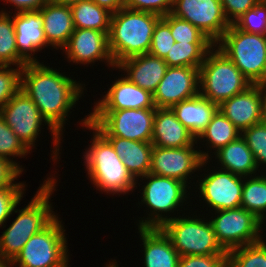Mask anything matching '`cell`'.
<instances>
[{"mask_svg":"<svg viewBox=\"0 0 266 267\" xmlns=\"http://www.w3.org/2000/svg\"><path fill=\"white\" fill-rule=\"evenodd\" d=\"M85 84L42 63H28L21 70L20 89L32 99L42 117L60 135L69 112L82 97Z\"/></svg>","mask_w":266,"mask_h":267,"instance_id":"obj_1","label":"cell"},{"mask_svg":"<svg viewBox=\"0 0 266 267\" xmlns=\"http://www.w3.org/2000/svg\"><path fill=\"white\" fill-rule=\"evenodd\" d=\"M82 128L93 131L91 145L84 152V165L88 178L99 190L107 194H128L136 188V180L126 169L111 143L89 122V114L79 122Z\"/></svg>","mask_w":266,"mask_h":267,"instance_id":"obj_2","label":"cell"},{"mask_svg":"<svg viewBox=\"0 0 266 267\" xmlns=\"http://www.w3.org/2000/svg\"><path fill=\"white\" fill-rule=\"evenodd\" d=\"M52 176L47 177L40 184L34 197L23 209H16L18 213L12 224L0 236V260H13L22 250L26 242L36 233L45 228L56 216L51 200L53 191L56 190L57 180ZM50 199V200H49Z\"/></svg>","mask_w":266,"mask_h":267,"instance_id":"obj_3","label":"cell"},{"mask_svg":"<svg viewBox=\"0 0 266 267\" xmlns=\"http://www.w3.org/2000/svg\"><path fill=\"white\" fill-rule=\"evenodd\" d=\"M162 17L126 8L112 13L109 50L115 65L132 56L147 54L155 25Z\"/></svg>","mask_w":266,"mask_h":267,"instance_id":"obj_4","label":"cell"},{"mask_svg":"<svg viewBox=\"0 0 266 267\" xmlns=\"http://www.w3.org/2000/svg\"><path fill=\"white\" fill-rule=\"evenodd\" d=\"M215 46L251 84L266 85V35L247 33L231 24Z\"/></svg>","mask_w":266,"mask_h":267,"instance_id":"obj_5","label":"cell"},{"mask_svg":"<svg viewBox=\"0 0 266 267\" xmlns=\"http://www.w3.org/2000/svg\"><path fill=\"white\" fill-rule=\"evenodd\" d=\"M252 84L216 46L206 55L199 69V94L220 105Z\"/></svg>","mask_w":266,"mask_h":267,"instance_id":"obj_6","label":"cell"},{"mask_svg":"<svg viewBox=\"0 0 266 267\" xmlns=\"http://www.w3.org/2000/svg\"><path fill=\"white\" fill-rule=\"evenodd\" d=\"M140 178L142 181L146 179L148 182L146 181L142 185V199L141 203L139 202L138 204H146V207H148L147 212H150L147 218L143 217L145 220L143 218L138 220V228H161L167 221L172 219V216L169 217L167 215L176 211L187 201L186 199L190 195L187 192L190 187L177 179L152 173Z\"/></svg>","mask_w":266,"mask_h":267,"instance_id":"obj_7","label":"cell"},{"mask_svg":"<svg viewBox=\"0 0 266 267\" xmlns=\"http://www.w3.org/2000/svg\"><path fill=\"white\" fill-rule=\"evenodd\" d=\"M64 229L62 221L56 216L26 242L12 260L15 267H70Z\"/></svg>","mask_w":266,"mask_h":267,"instance_id":"obj_8","label":"cell"},{"mask_svg":"<svg viewBox=\"0 0 266 267\" xmlns=\"http://www.w3.org/2000/svg\"><path fill=\"white\" fill-rule=\"evenodd\" d=\"M183 216H173L171 220L161 227L163 232L170 238L180 257L186 255L228 254L217 240L210 220H204V216L203 218H198L197 215L193 217Z\"/></svg>","mask_w":266,"mask_h":267,"instance_id":"obj_9","label":"cell"},{"mask_svg":"<svg viewBox=\"0 0 266 267\" xmlns=\"http://www.w3.org/2000/svg\"><path fill=\"white\" fill-rule=\"evenodd\" d=\"M0 116L31 152L41 133V125L44 126L42 123L48 125L54 144L52 161L58 160L62 137L47 123L32 99L21 89L0 109Z\"/></svg>","mask_w":266,"mask_h":267,"instance_id":"obj_10","label":"cell"},{"mask_svg":"<svg viewBox=\"0 0 266 267\" xmlns=\"http://www.w3.org/2000/svg\"><path fill=\"white\" fill-rule=\"evenodd\" d=\"M156 108L93 110L89 122L103 136L151 142Z\"/></svg>","mask_w":266,"mask_h":267,"instance_id":"obj_11","label":"cell"},{"mask_svg":"<svg viewBox=\"0 0 266 267\" xmlns=\"http://www.w3.org/2000/svg\"><path fill=\"white\" fill-rule=\"evenodd\" d=\"M213 212L217 216H211L210 222L217 240L227 252L263 239V222L252 212L242 207Z\"/></svg>","mask_w":266,"mask_h":267,"instance_id":"obj_12","label":"cell"},{"mask_svg":"<svg viewBox=\"0 0 266 267\" xmlns=\"http://www.w3.org/2000/svg\"><path fill=\"white\" fill-rule=\"evenodd\" d=\"M196 147L198 148V146L180 148L153 146L149 173L177 179L189 187L188 184L191 182L189 179L193 178L192 174L199 172V169L202 170L201 168L206 167L209 160H212L210 159L212 156L208 154L210 151L206 153Z\"/></svg>","mask_w":266,"mask_h":267,"instance_id":"obj_13","label":"cell"},{"mask_svg":"<svg viewBox=\"0 0 266 267\" xmlns=\"http://www.w3.org/2000/svg\"><path fill=\"white\" fill-rule=\"evenodd\" d=\"M171 14L190 22L214 44L231 25L220 0H174Z\"/></svg>","mask_w":266,"mask_h":267,"instance_id":"obj_14","label":"cell"},{"mask_svg":"<svg viewBox=\"0 0 266 267\" xmlns=\"http://www.w3.org/2000/svg\"><path fill=\"white\" fill-rule=\"evenodd\" d=\"M203 177L202 180L198 178L195 187L208 207L219 211L241 206L244 177L223 169H212Z\"/></svg>","mask_w":266,"mask_h":267,"instance_id":"obj_15","label":"cell"},{"mask_svg":"<svg viewBox=\"0 0 266 267\" xmlns=\"http://www.w3.org/2000/svg\"><path fill=\"white\" fill-rule=\"evenodd\" d=\"M199 94V68L168 67L153 101L156 108H171L175 104Z\"/></svg>","mask_w":266,"mask_h":267,"instance_id":"obj_16","label":"cell"},{"mask_svg":"<svg viewBox=\"0 0 266 267\" xmlns=\"http://www.w3.org/2000/svg\"><path fill=\"white\" fill-rule=\"evenodd\" d=\"M68 62L88 66L95 61L106 62L107 66L116 69L109 50L108 34L92 29L75 28L68 43L61 49Z\"/></svg>","mask_w":266,"mask_h":267,"instance_id":"obj_17","label":"cell"},{"mask_svg":"<svg viewBox=\"0 0 266 267\" xmlns=\"http://www.w3.org/2000/svg\"><path fill=\"white\" fill-rule=\"evenodd\" d=\"M266 85L252 84L243 92L224 100L220 111L241 132L262 122Z\"/></svg>","mask_w":266,"mask_h":267,"instance_id":"obj_18","label":"cell"},{"mask_svg":"<svg viewBox=\"0 0 266 267\" xmlns=\"http://www.w3.org/2000/svg\"><path fill=\"white\" fill-rule=\"evenodd\" d=\"M13 14H15L12 16V20L15 27L16 47L19 56L27 64L39 63L33 54L50 46L44 35L43 19L40 12L27 11Z\"/></svg>","mask_w":266,"mask_h":267,"instance_id":"obj_19","label":"cell"},{"mask_svg":"<svg viewBox=\"0 0 266 267\" xmlns=\"http://www.w3.org/2000/svg\"><path fill=\"white\" fill-rule=\"evenodd\" d=\"M93 110H124L156 108L153 94L131 82L126 76L118 78Z\"/></svg>","mask_w":266,"mask_h":267,"instance_id":"obj_20","label":"cell"},{"mask_svg":"<svg viewBox=\"0 0 266 267\" xmlns=\"http://www.w3.org/2000/svg\"><path fill=\"white\" fill-rule=\"evenodd\" d=\"M116 68L124 71L131 82L153 94L165 76L168 65L163 58L147 53L124 59Z\"/></svg>","mask_w":266,"mask_h":267,"instance_id":"obj_21","label":"cell"},{"mask_svg":"<svg viewBox=\"0 0 266 267\" xmlns=\"http://www.w3.org/2000/svg\"><path fill=\"white\" fill-rule=\"evenodd\" d=\"M151 143L164 148L198 144L194 135L176 118L171 108H156Z\"/></svg>","mask_w":266,"mask_h":267,"instance_id":"obj_22","label":"cell"},{"mask_svg":"<svg viewBox=\"0 0 266 267\" xmlns=\"http://www.w3.org/2000/svg\"><path fill=\"white\" fill-rule=\"evenodd\" d=\"M145 267H178L180 255L161 228H138Z\"/></svg>","mask_w":266,"mask_h":267,"instance_id":"obj_23","label":"cell"},{"mask_svg":"<svg viewBox=\"0 0 266 267\" xmlns=\"http://www.w3.org/2000/svg\"><path fill=\"white\" fill-rule=\"evenodd\" d=\"M38 11L47 43L53 49L61 50L75 29L70 6L47 2Z\"/></svg>","mask_w":266,"mask_h":267,"instance_id":"obj_24","label":"cell"},{"mask_svg":"<svg viewBox=\"0 0 266 267\" xmlns=\"http://www.w3.org/2000/svg\"><path fill=\"white\" fill-rule=\"evenodd\" d=\"M113 146L128 172L138 183L140 177L147 175L151 168L153 144L116 136H104Z\"/></svg>","mask_w":266,"mask_h":267,"instance_id":"obj_25","label":"cell"},{"mask_svg":"<svg viewBox=\"0 0 266 267\" xmlns=\"http://www.w3.org/2000/svg\"><path fill=\"white\" fill-rule=\"evenodd\" d=\"M171 109L176 118L197 138L212 120L219 105L198 94L175 104Z\"/></svg>","mask_w":266,"mask_h":267,"instance_id":"obj_26","label":"cell"},{"mask_svg":"<svg viewBox=\"0 0 266 267\" xmlns=\"http://www.w3.org/2000/svg\"><path fill=\"white\" fill-rule=\"evenodd\" d=\"M215 159H218L216 168L230 171L242 177L256 175L260 169L257 168L253 153L249 149L246 141L240 136L235 141L228 143L214 153Z\"/></svg>","mask_w":266,"mask_h":267,"instance_id":"obj_27","label":"cell"},{"mask_svg":"<svg viewBox=\"0 0 266 267\" xmlns=\"http://www.w3.org/2000/svg\"><path fill=\"white\" fill-rule=\"evenodd\" d=\"M74 28L92 29L109 35L112 13L92 0H80L70 6Z\"/></svg>","mask_w":266,"mask_h":267,"instance_id":"obj_28","label":"cell"},{"mask_svg":"<svg viewBox=\"0 0 266 267\" xmlns=\"http://www.w3.org/2000/svg\"><path fill=\"white\" fill-rule=\"evenodd\" d=\"M240 136L241 131L218 109L207 127L196 138V141H206L207 148L215 150L213 153H216L220 148L235 141Z\"/></svg>","mask_w":266,"mask_h":267,"instance_id":"obj_29","label":"cell"},{"mask_svg":"<svg viewBox=\"0 0 266 267\" xmlns=\"http://www.w3.org/2000/svg\"><path fill=\"white\" fill-rule=\"evenodd\" d=\"M215 46L214 43H181L175 42L164 61L168 67L199 68L204 62L207 53Z\"/></svg>","mask_w":266,"mask_h":267,"instance_id":"obj_30","label":"cell"},{"mask_svg":"<svg viewBox=\"0 0 266 267\" xmlns=\"http://www.w3.org/2000/svg\"><path fill=\"white\" fill-rule=\"evenodd\" d=\"M244 177L241 206L263 223L266 220V175Z\"/></svg>","mask_w":266,"mask_h":267,"instance_id":"obj_31","label":"cell"},{"mask_svg":"<svg viewBox=\"0 0 266 267\" xmlns=\"http://www.w3.org/2000/svg\"><path fill=\"white\" fill-rule=\"evenodd\" d=\"M12 12L0 11V65L23 67L27 64L18 54ZM11 17V18H10Z\"/></svg>","mask_w":266,"mask_h":267,"instance_id":"obj_32","label":"cell"},{"mask_svg":"<svg viewBox=\"0 0 266 267\" xmlns=\"http://www.w3.org/2000/svg\"><path fill=\"white\" fill-rule=\"evenodd\" d=\"M231 267H266V242L247 244L232 249L227 254Z\"/></svg>","mask_w":266,"mask_h":267,"instance_id":"obj_33","label":"cell"},{"mask_svg":"<svg viewBox=\"0 0 266 267\" xmlns=\"http://www.w3.org/2000/svg\"><path fill=\"white\" fill-rule=\"evenodd\" d=\"M28 153H30V150L0 116V157L14 165L22 173L24 168L18 162L14 161L13 158H24ZM11 156L13 157L12 159L10 158Z\"/></svg>","mask_w":266,"mask_h":267,"instance_id":"obj_34","label":"cell"},{"mask_svg":"<svg viewBox=\"0 0 266 267\" xmlns=\"http://www.w3.org/2000/svg\"><path fill=\"white\" fill-rule=\"evenodd\" d=\"M170 26L175 42L181 43H213L204 33L190 22L177 18L171 13L162 17Z\"/></svg>","mask_w":266,"mask_h":267,"instance_id":"obj_35","label":"cell"},{"mask_svg":"<svg viewBox=\"0 0 266 267\" xmlns=\"http://www.w3.org/2000/svg\"><path fill=\"white\" fill-rule=\"evenodd\" d=\"M241 136L252 151L257 168L266 166V125L255 124L242 131Z\"/></svg>","mask_w":266,"mask_h":267,"instance_id":"obj_36","label":"cell"},{"mask_svg":"<svg viewBox=\"0 0 266 267\" xmlns=\"http://www.w3.org/2000/svg\"><path fill=\"white\" fill-rule=\"evenodd\" d=\"M233 24L244 32L266 35V0H261Z\"/></svg>","mask_w":266,"mask_h":267,"instance_id":"obj_37","label":"cell"},{"mask_svg":"<svg viewBox=\"0 0 266 267\" xmlns=\"http://www.w3.org/2000/svg\"><path fill=\"white\" fill-rule=\"evenodd\" d=\"M25 186H27L25 182L14 181L9 187L0 188V227H6L4 223L14 213L15 206L20 204Z\"/></svg>","mask_w":266,"mask_h":267,"instance_id":"obj_38","label":"cell"},{"mask_svg":"<svg viewBox=\"0 0 266 267\" xmlns=\"http://www.w3.org/2000/svg\"><path fill=\"white\" fill-rule=\"evenodd\" d=\"M21 70L0 65V109L20 90Z\"/></svg>","mask_w":266,"mask_h":267,"instance_id":"obj_39","label":"cell"},{"mask_svg":"<svg viewBox=\"0 0 266 267\" xmlns=\"http://www.w3.org/2000/svg\"><path fill=\"white\" fill-rule=\"evenodd\" d=\"M174 43L170 26L161 18L155 25L148 53L164 59Z\"/></svg>","mask_w":266,"mask_h":267,"instance_id":"obj_40","label":"cell"},{"mask_svg":"<svg viewBox=\"0 0 266 267\" xmlns=\"http://www.w3.org/2000/svg\"><path fill=\"white\" fill-rule=\"evenodd\" d=\"M174 0H124V6L129 9L150 12L161 17L171 13Z\"/></svg>","mask_w":266,"mask_h":267,"instance_id":"obj_41","label":"cell"},{"mask_svg":"<svg viewBox=\"0 0 266 267\" xmlns=\"http://www.w3.org/2000/svg\"><path fill=\"white\" fill-rule=\"evenodd\" d=\"M227 254L186 255L179 259L178 267H220Z\"/></svg>","mask_w":266,"mask_h":267,"instance_id":"obj_42","label":"cell"},{"mask_svg":"<svg viewBox=\"0 0 266 267\" xmlns=\"http://www.w3.org/2000/svg\"><path fill=\"white\" fill-rule=\"evenodd\" d=\"M223 12L230 24H233L248 10L253 9L261 0H220Z\"/></svg>","mask_w":266,"mask_h":267,"instance_id":"obj_43","label":"cell"},{"mask_svg":"<svg viewBox=\"0 0 266 267\" xmlns=\"http://www.w3.org/2000/svg\"><path fill=\"white\" fill-rule=\"evenodd\" d=\"M22 173L11 163L0 157V188L9 187Z\"/></svg>","mask_w":266,"mask_h":267,"instance_id":"obj_44","label":"cell"},{"mask_svg":"<svg viewBox=\"0 0 266 267\" xmlns=\"http://www.w3.org/2000/svg\"><path fill=\"white\" fill-rule=\"evenodd\" d=\"M7 3L12 4V7H15L16 13L27 12V11H38L47 0H3Z\"/></svg>","mask_w":266,"mask_h":267,"instance_id":"obj_45","label":"cell"},{"mask_svg":"<svg viewBox=\"0 0 266 267\" xmlns=\"http://www.w3.org/2000/svg\"><path fill=\"white\" fill-rule=\"evenodd\" d=\"M97 5L115 13L124 7V0H92Z\"/></svg>","mask_w":266,"mask_h":267,"instance_id":"obj_46","label":"cell"},{"mask_svg":"<svg viewBox=\"0 0 266 267\" xmlns=\"http://www.w3.org/2000/svg\"><path fill=\"white\" fill-rule=\"evenodd\" d=\"M47 1L54 4L71 6L72 4L78 3L80 0H47Z\"/></svg>","mask_w":266,"mask_h":267,"instance_id":"obj_47","label":"cell"},{"mask_svg":"<svg viewBox=\"0 0 266 267\" xmlns=\"http://www.w3.org/2000/svg\"><path fill=\"white\" fill-rule=\"evenodd\" d=\"M14 262L12 260H0V267H14Z\"/></svg>","mask_w":266,"mask_h":267,"instance_id":"obj_48","label":"cell"},{"mask_svg":"<svg viewBox=\"0 0 266 267\" xmlns=\"http://www.w3.org/2000/svg\"><path fill=\"white\" fill-rule=\"evenodd\" d=\"M262 123L266 125V97L263 104Z\"/></svg>","mask_w":266,"mask_h":267,"instance_id":"obj_49","label":"cell"},{"mask_svg":"<svg viewBox=\"0 0 266 267\" xmlns=\"http://www.w3.org/2000/svg\"><path fill=\"white\" fill-rule=\"evenodd\" d=\"M105 265H106V267H119V264H118V262H116L115 259L112 261H109V264L107 263Z\"/></svg>","mask_w":266,"mask_h":267,"instance_id":"obj_50","label":"cell"},{"mask_svg":"<svg viewBox=\"0 0 266 267\" xmlns=\"http://www.w3.org/2000/svg\"><path fill=\"white\" fill-rule=\"evenodd\" d=\"M220 267H231V264L228 260H226Z\"/></svg>","mask_w":266,"mask_h":267,"instance_id":"obj_51","label":"cell"}]
</instances>
